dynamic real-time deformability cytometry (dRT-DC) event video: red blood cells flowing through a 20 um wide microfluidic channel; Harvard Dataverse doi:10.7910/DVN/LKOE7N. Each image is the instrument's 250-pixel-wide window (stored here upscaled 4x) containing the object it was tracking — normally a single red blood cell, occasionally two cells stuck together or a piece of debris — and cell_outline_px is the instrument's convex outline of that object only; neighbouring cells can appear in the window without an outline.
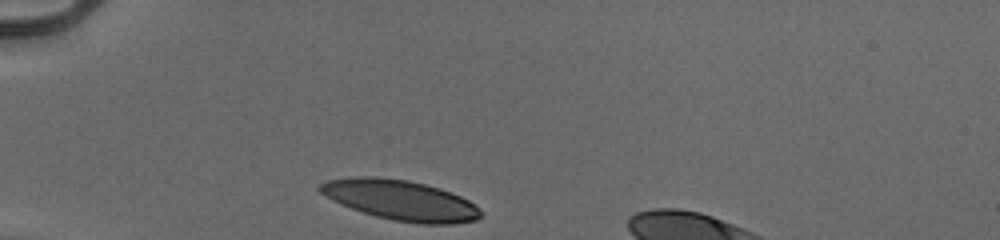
{"species": "human", "species_latin": "Homo sapiens", "temperature_condition": "cold", "stored_images_in_passage": 30, "camera_frame_rate_fps": 3000, "um_per_image_px": 0.085, "donor": {"sex": "male"}, "frame": {"image": 1, "passage_image": 1, "time_ms": 0.0, "image_size_px": [1000, 240], "cell_outline_px": [[484, 216], [476, 220], [452, 224], [420, 224], [392, 220], [376, 216], [352, 208], [332, 200], [320, 192], [316, 188], [320, 184], [328, 180], [352, 176], [380, 176], [408, 180], [440, 188], [452, 192], [468, 200], [484, 212]], "centroid_in_image_um": [34.07, 17.01], "position_along_channel_um": 50.9, "area_um2": 37.86}}
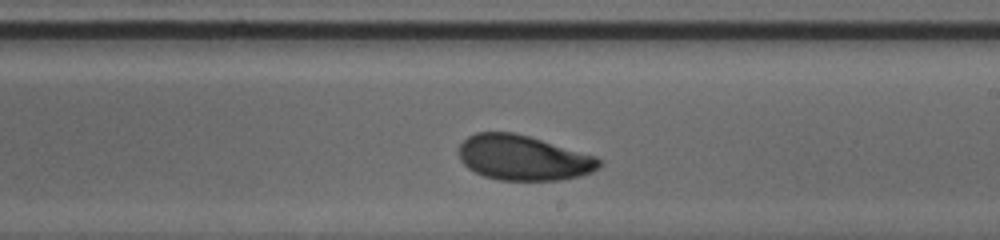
{"frame": {"image": 2, "passage_image": 18, "time_ms": 5.667, "image_size_px": [1000, 240], "cell_outline_px": [[600, 168], [592, 172], [580, 176], [560, 180], [500, 180], [484, 176], [468, 168], [460, 160], [460, 144], [468, 136], [476, 132], [512, 132], [528, 136], [596, 156], [600, 160]], "centroid_in_image_um": [44.48, 13.42], "position_along_channel_um": 244.5, "area_um2": 36.65}}
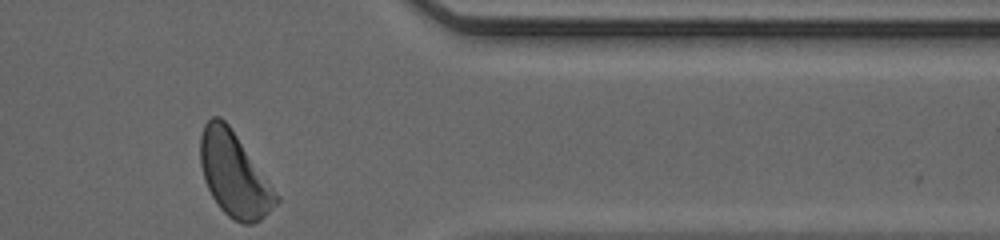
{"frame": {"image": 3, "passage_image": 30, "time_ms": 9.667, "image_size_px": [1000, 240], "cell_outline_px": [[280, 200], [260, 220], [252, 224], [240, 224], [228, 216], [220, 208], [212, 196], [204, 180], [200, 164], [200, 136], [204, 124], [212, 116], [220, 116], [228, 124], [280, 196]], "centroid_in_image_um": [19.89, 14.84], "position_along_channel_um": 391.5, "area_um2": 36.99}, "authors_computed_cell_mechanics": {"area_um2": 37.7434, "velocity_mm_per_s": 3.9341, "shape_relaxation_time_tau1_ms": 2.8206, "shape_relaxation_time_tau2_ms": 2.6206, "deformation_change_tau1": 0.1277, "deformation_change_tau2": 0.0826}}